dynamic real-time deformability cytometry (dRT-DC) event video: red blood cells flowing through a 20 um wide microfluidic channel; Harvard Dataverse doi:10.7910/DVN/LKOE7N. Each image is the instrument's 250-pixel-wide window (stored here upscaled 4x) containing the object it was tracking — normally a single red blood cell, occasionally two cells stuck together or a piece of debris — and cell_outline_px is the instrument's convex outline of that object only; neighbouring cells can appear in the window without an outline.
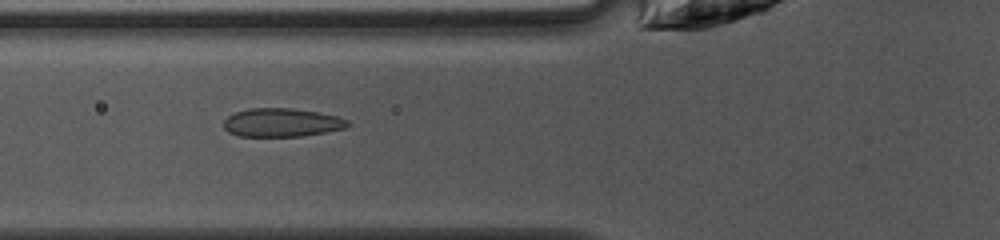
{"species": "common noctule bat (a hibernating species)", "species_latin": "Nyctalus noctula", "temperature_condition": "warm", "stored_images_in_passage": 41, "camera_frame_rate_fps": 3000, "um_per_image_px": 0.085, "animal": {"sex": "female", "body_mass_g": 10.0, "forearm_length_mm": 53.1}, "frame": {"image": 1, "passage_image": 11, "time_ms": 3.333, "image_size_px": [1000, 240], "cell_outline_px": [[348, 124], [344, 128], [324, 132], [300, 136], [236, 136], [228, 132], [224, 128], [224, 120], [228, 116], [236, 112], [248, 108], [292, 108], [316, 112], [336, 116], [348, 120]], "centroid_in_image_um": [23.89, 10.41], "position_along_channel_um": 101.9, "area_um2": 20.4}}
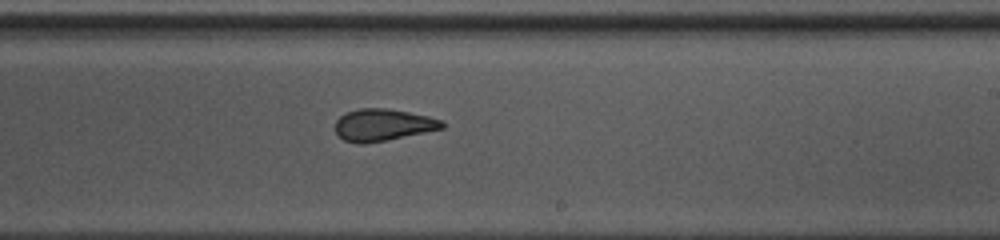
{"frame": {"image": 2, "passage_image": 22, "time_ms": 7.0, "image_size_px": [1000, 240], "cell_outline_px": [[444, 128], [364, 144], [360, 144], [344, 140], [336, 132], [336, 120], [340, 116], [348, 112], [360, 108], [388, 108], [428, 116], [444, 120]], "centroid_in_image_um": [32.55, 10.61], "position_along_channel_um": 256.4, "area_um2": 19.65}}
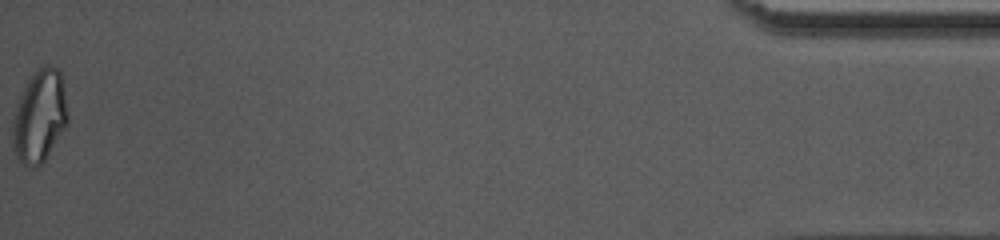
{"frame": {"image": 3, "passage_image": 41, "time_ms": 13.333, "image_size_px": [1000, 240], "cell_outline_px": [[68, 124], [44, 160], [40, 164], [28, 168], [20, 160], [12, 144], [12, 128], [20, 96], [28, 80], [40, 68], [48, 64], [56, 68], [60, 72], [64, 88], [68, 116]], "centroid_in_image_um": [3.39, 9.89], "position_along_channel_um": 431.8, "area_um2": 29.07}, "authors_computed_cell_mechanics": {"area_um2": 20.8658, "velocity_mm_per_s": 4.1928, "shape_relaxation_time_tau1_ms": 6.3034, "shape_relaxation_time_tau2_ms": 1.3405, "deformation_change_tau1": 0.1683, "deformation_change_tau2": 0.0473}}